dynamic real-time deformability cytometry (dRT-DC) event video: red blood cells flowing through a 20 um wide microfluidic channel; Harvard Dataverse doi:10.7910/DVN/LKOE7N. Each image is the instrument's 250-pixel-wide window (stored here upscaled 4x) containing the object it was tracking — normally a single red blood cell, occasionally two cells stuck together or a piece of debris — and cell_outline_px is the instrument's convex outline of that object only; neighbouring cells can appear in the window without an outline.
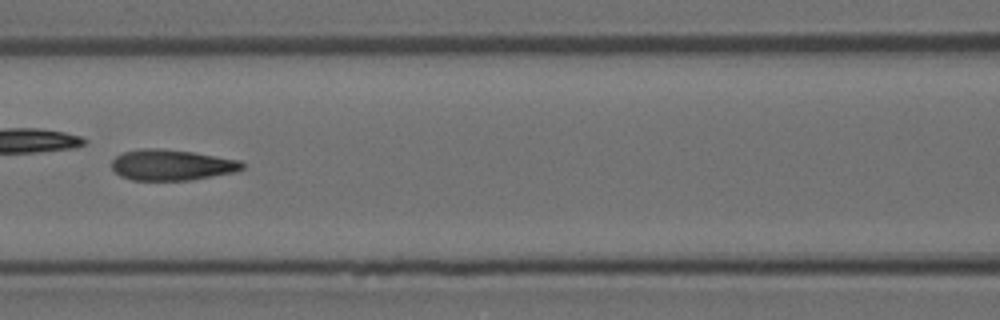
{"species": "Egyptian fruit bat (a non-hibernating species)", "species_latin": "Rousettus aegyptiacus", "temperature_condition": "room temperature", "stored_images_in_passage": 10, "camera_frame_rate_fps": 3000, "um_per_image_px": 0.085, "animal": {"sex": "female"}, "frame": {"image": 1, "passage_image": 7, "time_ms": 2.0, "image_size_px": [1000, 320], "cell_outline_px": [[244, 168], [236, 172], [188, 180], [132, 180], [120, 176], [112, 168], [112, 160], [116, 156], [124, 152], [140, 148], [160, 148], [192, 152], [240, 160], [244, 164]], "centroid_in_image_um": [14.59, 14.02], "position_along_channel_um": 152.0, "area_um2": 23.41}}
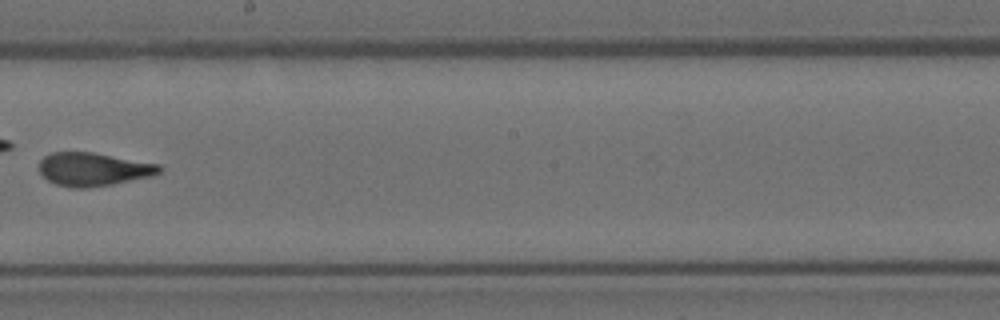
{"frame": {"image": 2, "passage_image": 9, "time_ms": 2.667, "image_size_px": [1000, 320], "cell_outline_px": [[160, 172], [152, 176], [112, 184], [88, 188], [72, 188], [56, 184], [48, 180], [40, 172], [40, 160], [44, 156], [52, 152], [92, 152], [160, 164]], "centroid_in_image_um": [7.92, 14.39], "position_along_channel_um": 240.3, "area_um2": 23.24}}
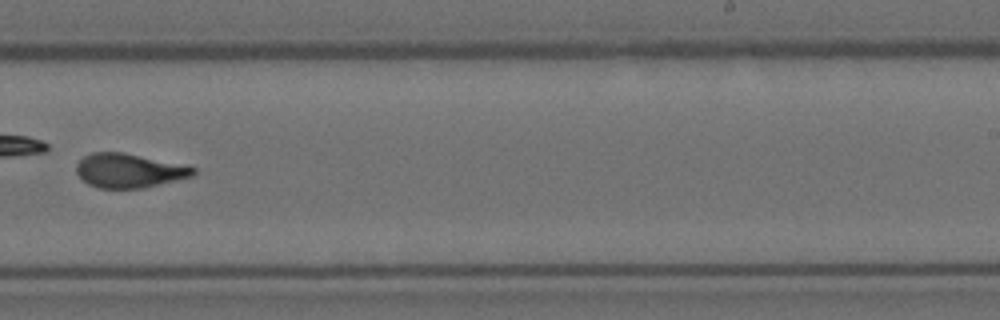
{"frame": {"image": 3, "passage_image": 10, "time_ms": 3.0, "image_size_px": [1000, 320], "cell_outline_px": [[196, 172], [192, 176], [144, 188], [96, 188], [88, 184], [76, 172], [76, 164], [84, 156], [92, 152], [124, 152], [196, 168]], "centroid_in_image_um": [10.93, 14.5], "position_along_channel_um": 278.1, "area_um2": 23.0}}